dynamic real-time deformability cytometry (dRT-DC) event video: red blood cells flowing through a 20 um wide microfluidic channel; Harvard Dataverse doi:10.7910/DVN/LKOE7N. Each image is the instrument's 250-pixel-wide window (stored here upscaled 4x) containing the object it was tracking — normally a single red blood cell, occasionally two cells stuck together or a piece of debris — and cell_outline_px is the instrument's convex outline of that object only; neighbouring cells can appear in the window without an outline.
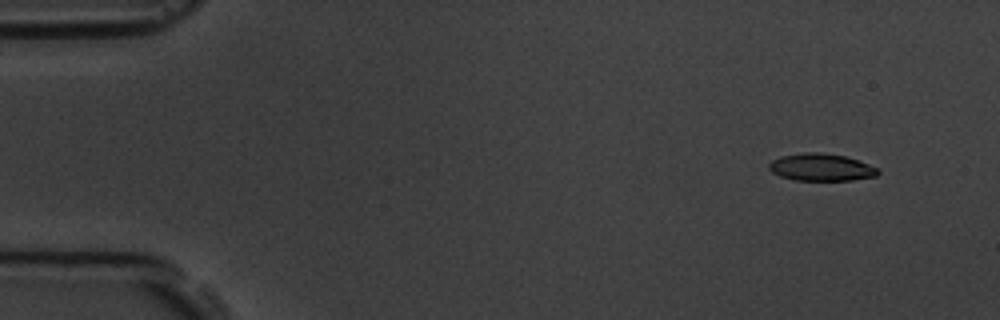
{"species": "common noctule bat (a hibernating species)", "species_latin": "Nyctalus noctula", "temperature_condition": "room temperature", "stored_images_in_passage": 4, "camera_frame_rate_fps": 3000, "um_per_image_px": 0.085, "animal": {"sex": "male", "body_mass_g": 19.5, "forearm_length_mm": 54.6}, "frame": {"image": 1, "passage_image": 2, "time_ms": 1.0, "image_size_px": [1000, 320], "cell_outline_px": [[880, 172], [876, 176], [852, 180], [792, 180], [780, 176], [772, 172], [768, 168], [768, 164], [772, 160], [780, 156], [804, 152], [820, 152], [844, 156], [880, 168]], "centroid_in_image_um": [69.78, 14.22], "position_along_channel_um": 15.2, "area_um2": 17.4}}
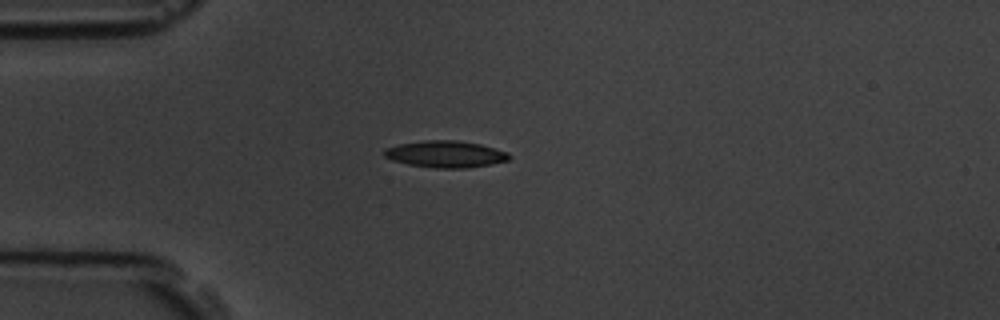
{"frame": {"image": 2, "passage_image": 4, "time_ms": 4.333, "image_size_px": [1000, 320], "cell_outline_px": [[512, 156], [508, 160], [492, 164], [468, 168], [436, 168], [408, 164], [392, 160], [384, 156], [384, 148], [400, 144], [424, 140], [460, 140], [480, 144], [508, 152]], "centroid_in_image_um": [37.89, 13.1], "position_along_channel_um": 47.1, "area_um2": 19.54}}